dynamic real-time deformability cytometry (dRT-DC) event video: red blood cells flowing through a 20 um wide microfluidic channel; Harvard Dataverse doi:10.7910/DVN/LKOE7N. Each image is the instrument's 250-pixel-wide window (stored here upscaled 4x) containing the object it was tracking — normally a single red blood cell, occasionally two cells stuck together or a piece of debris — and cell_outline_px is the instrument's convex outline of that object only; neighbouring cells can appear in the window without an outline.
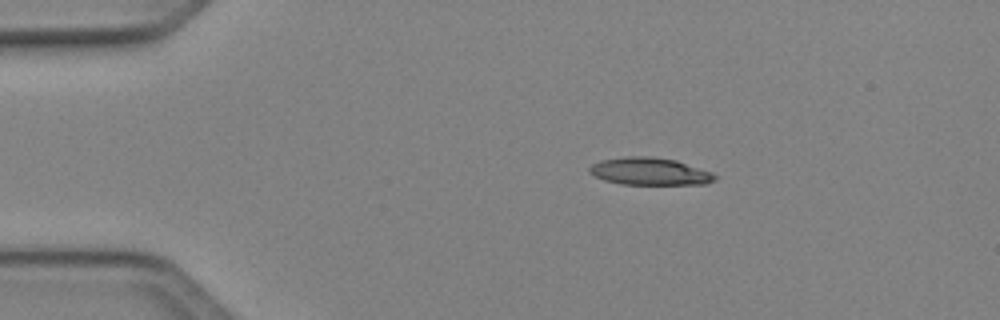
{"species": "Egyptian fruit bat (a non-hibernating species)", "species_latin": "Rousettus aegyptiacus", "temperature_condition": "cold", "stored_images_in_passage": 41, "camera_frame_rate_fps": 3000, "um_per_image_px": 0.085, "animal": {"sex": "female"}, "frame": {"image": 1, "passage_image": 1, "time_ms": 0.0, "image_size_px": [1000, 320], "cell_outline_px": [[716, 180], [704, 184], [620, 184], [604, 180], [588, 172], [588, 168], [592, 164], [600, 160], [628, 156], [652, 156], [676, 160], [712, 172], [716, 176]], "centroid_in_image_um": [55.21, 14.56], "position_along_channel_um": 29.8, "area_um2": 20.06}}
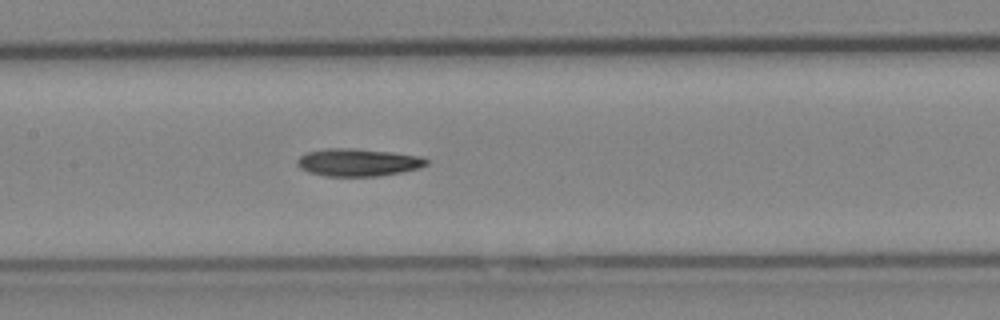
{"frame": {"image": 2, "passage_image": 16, "time_ms": 5.0, "image_size_px": [1000, 320], "cell_outline_px": [[428, 164], [420, 168], [400, 172], [376, 176], [328, 176], [308, 172], [300, 168], [296, 164], [296, 160], [300, 156], [308, 152], [324, 148], [352, 148], [392, 152], [420, 156], [428, 160]], "centroid_in_image_um": [30.41, 13.79], "position_along_channel_um": 177.0, "area_um2": 20.75}}
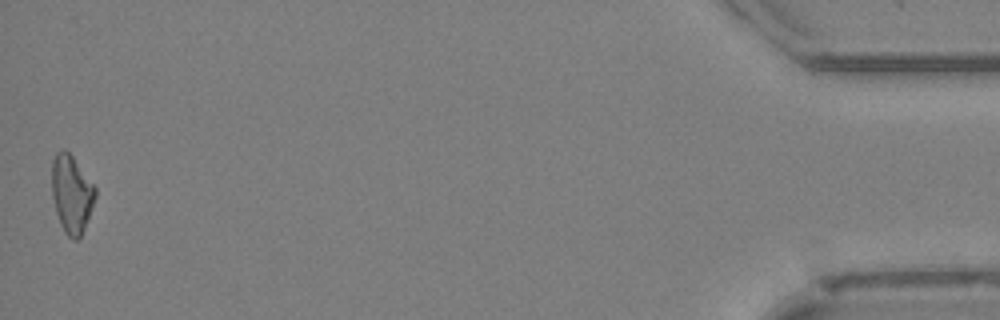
{"frame": {"image": 3, "passage_image": 41, "time_ms": 13.333, "image_size_px": [1000, 320], "cell_outline_px": [[96, 196], [84, 228], [80, 236], [76, 240], [72, 240], [64, 232], [60, 224], [56, 212], [52, 196], [52, 160], [56, 152], [64, 148], [72, 156], [96, 188]], "centroid_in_image_um": [6.06, 16.48], "position_along_channel_um": 429.1, "area_um2": 19.54}, "authors_computed_cell_mechanics": {"area_um2": 20.0566, "velocity_mm_per_s": 4.1253, "shape_relaxation_time_tau1_ms": 8.2213, "shape_relaxation_time_tau2_ms": null, "deformation_change_tau1": 0.2112, "deformation_change_tau2": null}}